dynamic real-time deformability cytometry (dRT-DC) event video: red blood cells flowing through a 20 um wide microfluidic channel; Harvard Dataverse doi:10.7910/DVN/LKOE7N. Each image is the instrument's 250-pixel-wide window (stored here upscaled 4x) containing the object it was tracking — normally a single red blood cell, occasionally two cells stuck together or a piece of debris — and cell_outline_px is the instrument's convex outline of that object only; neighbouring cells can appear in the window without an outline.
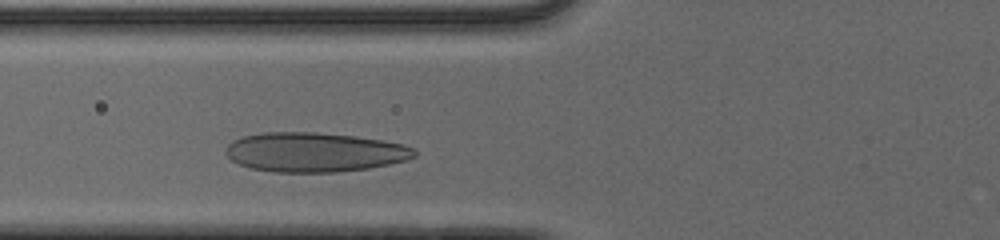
{"species": "human", "species_latin": "Homo sapiens", "temperature_condition": "cold", "stored_images_in_passage": 30, "camera_frame_rate_fps": 3000, "um_per_image_px": 0.085, "donor": {"sex": "male"}, "frame": {"image": 1, "passage_image": 7, "time_ms": 2.0, "image_size_px": [1000, 240], "cell_outline_px": [[416, 156], [404, 160], [388, 164], [368, 168], [336, 172], [272, 172], [252, 168], [240, 164], [232, 160], [224, 152], [228, 144], [232, 140], [244, 136], [264, 132], [316, 132], [352, 136], [380, 140], [404, 144], [416, 148]], "centroid_in_image_um": [26.71, 12.93], "position_along_channel_um": 99.1, "area_um2": 43.23}}
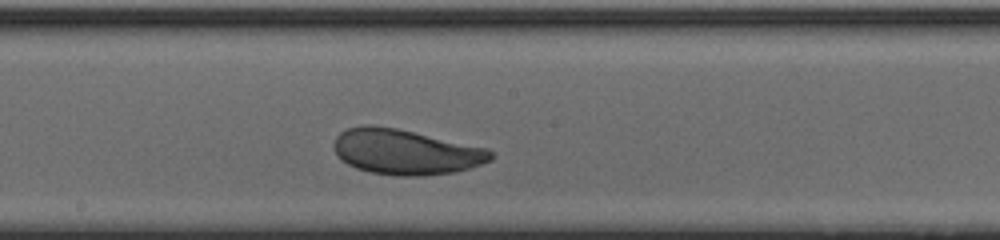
{"frame": {"image": 2, "passage_image": 16, "time_ms": 5.0, "image_size_px": [1000, 240], "cell_outline_px": [[496, 156], [492, 160], [456, 172], [424, 176], [396, 176], [368, 172], [356, 168], [348, 164], [336, 156], [336, 136], [340, 132], [348, 128], [364, 124], [372, 124], [396, 128], [488, 148]], "centroid_in_image_um": [34.49, 12.92], "position_along_channel_um": 213.7, "area_um2": 41.5}}
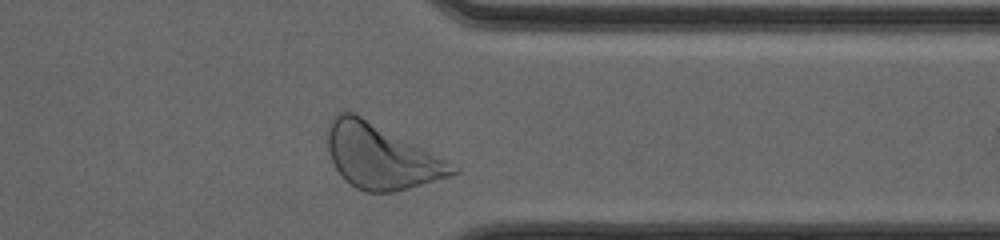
{"frame": {"image": 3, "passage_image": 29, "time_ms": 9.333, "image_size_px": [1000, 240], "cell_outline_px": [[460, 172], [448, 176], [408, 188], [392, 192], [368, 192], [356, 188], [344, 180], [336, 168], [328, 152], [328, 124], [336, 112], [352, 112], [360, 116], [460, 168]], "centroid_in_image_um": [32.32, 13.32], "position_along_channel_um": 379.1, "area_um2": 45.72}, "authors_computed_cell_mechanics": {"area_um2": 40.7779, "velocity_mm_per_s": 3.8372, "shape_relaxation_time_tau1_ms": 1.9172, "shape_relaxation_time_tau2_ms": null, "deformation_change_tau1": 0.0985, "deformation_change_tau2": null}}